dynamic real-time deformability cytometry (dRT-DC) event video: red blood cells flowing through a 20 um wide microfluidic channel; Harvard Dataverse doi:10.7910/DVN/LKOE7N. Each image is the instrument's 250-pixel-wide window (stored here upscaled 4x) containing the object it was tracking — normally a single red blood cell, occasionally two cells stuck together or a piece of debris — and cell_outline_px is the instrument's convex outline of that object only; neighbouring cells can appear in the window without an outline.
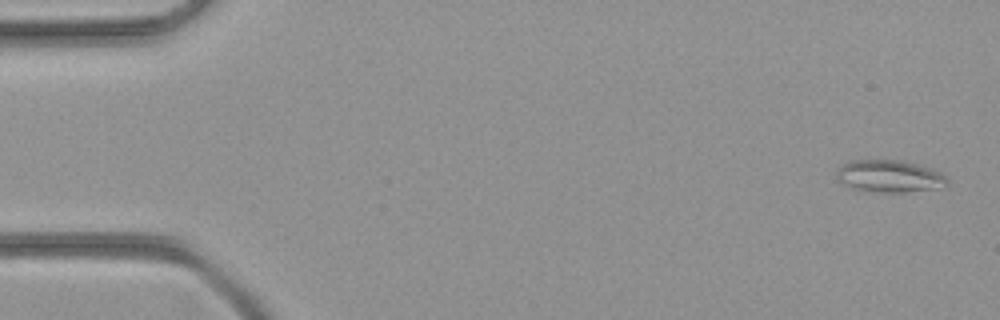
{"species": "common noctule bat (a hibernating species)", "species_latin": "Nyctalus noctula", "temperature_condition": "room temperature", "stored_images_in_passage": 45, "camera_frame_rate_fps": 3000, "um_per_image_px": 0.085, "animal": {"sex": "female", "body_mass_g": 21.9}, "frame": {"image": 1, "passage_image": 2, "time_ms": 0.333, "image_size_px": [1000, 320], "cell_outline_px": [[948, 184], [944, 188], [904, 192], [876, 192], [852, 188], [844, 184], [836, 176], [836, 172], [848, 160], [904, 160], [932, 168], [940, 172], [948, 180]], "centroid_in_image_um": [75.66, 14.97], "position_along_channel_um": 9.3, "area_um2": 20.92}}
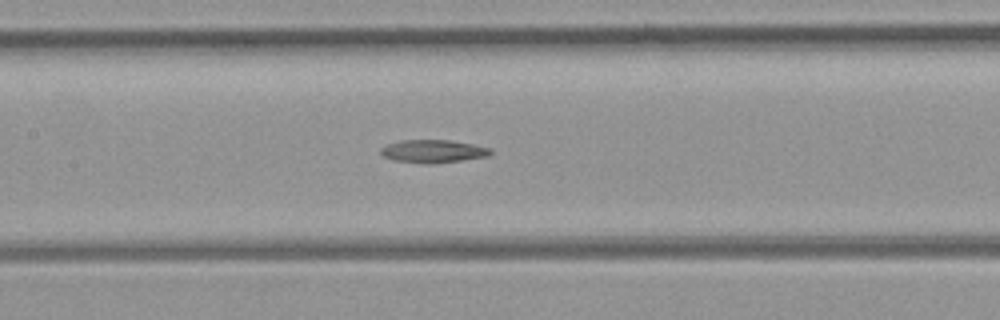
{"frame": {"image": 2, "passage_image": 21, "time_ms": 6.667, "image_size_px": [1000, 320], "cell_outline_px": [[492, 152], [488, 156], [432, 164], [428, 164], [392, 160], [384, 156], [380, 152], [380, 148], [388, 144], [400, 140], [448, 140], [472, 144], [492, 148]], "centroid_in_image_um": [36.8, 12.85], "position_along_channel_um": 170.6, "area_um2": 14.62}}
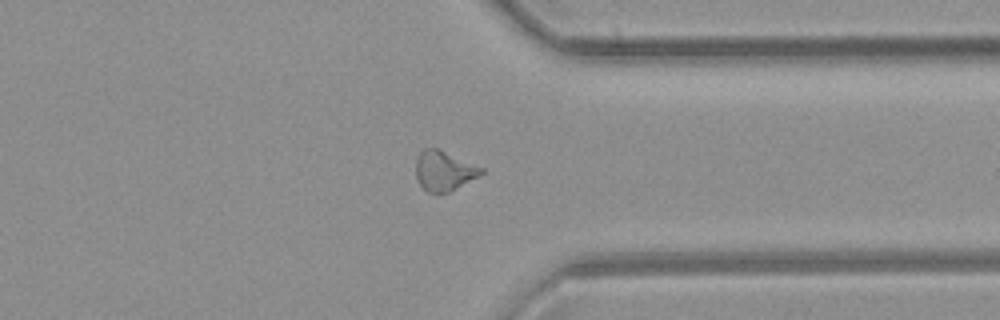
{"frame": {"image": 3, "passage_image": 34, "time_ms": 11.0, "image_size_px": [1000, 320], "cell_outline_px": [[484, 172], [448, 192], [436, 196], [428, 192], [420, 184], [416, 176], [416, 160], [420, 152], [424, 148], [436, 148], [484, 168]], "centroid_in_image_um": [37.7, 14.54], "position_along_channel_um": 373.7, "area_um2": 14.97}}